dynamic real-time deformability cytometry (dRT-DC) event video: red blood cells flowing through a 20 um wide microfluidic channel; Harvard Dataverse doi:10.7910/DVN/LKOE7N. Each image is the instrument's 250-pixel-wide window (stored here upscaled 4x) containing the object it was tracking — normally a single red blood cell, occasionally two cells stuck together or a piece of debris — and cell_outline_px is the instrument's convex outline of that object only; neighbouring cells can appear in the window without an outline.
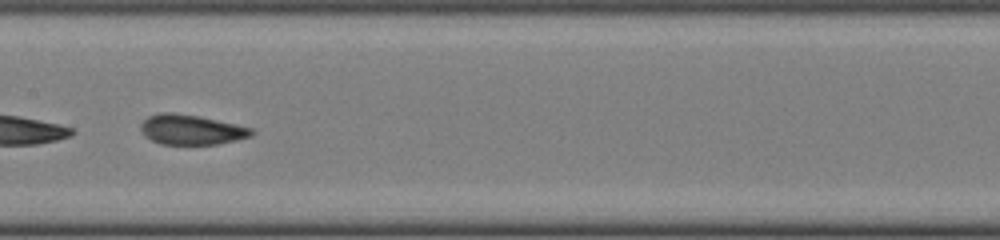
{"species": "common noctule bat (a hibernating species)", "species_latin": "Nyctalus noctula", "temperature_condition": "cold", "stored_images_in_passage": 24, "camera_frame_rate_fps": 3000, "um_per_image_px": 0.085, "animal": {"sex": "female", "body_mass_g": 22.0, "forearm_length_mm": 56.7}, "frame": {"image": 1, "passage_image": 21, "time_ms": 6.667, "image_size_px": [1000, 240], "cell_outline_px": [[256, 132], [252, 136], [236, 140], [216, 144], [160, 144], [144, 136], [140, 128], [140, 124], [148, 116], [160, 112], [172, 112], [200, 116], [236, 124], [252, 128]], "centroid_in_image_um": [16.26, 11.01], "position_along_channel_um": 191.1, "area_um2": 19.48}}